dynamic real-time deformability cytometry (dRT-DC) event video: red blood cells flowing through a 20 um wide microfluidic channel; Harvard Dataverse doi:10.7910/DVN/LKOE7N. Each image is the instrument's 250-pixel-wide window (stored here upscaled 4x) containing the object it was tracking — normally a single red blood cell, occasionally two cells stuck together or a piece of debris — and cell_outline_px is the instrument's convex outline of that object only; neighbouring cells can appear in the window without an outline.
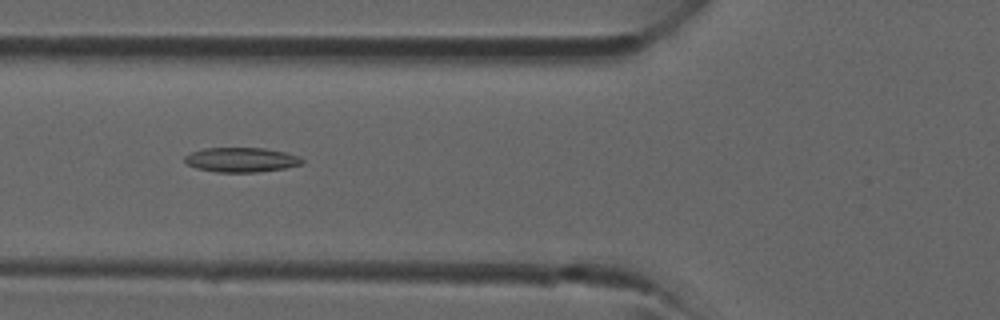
{"species": "common noctule bat (a hibernating species)", "species_latin": "Nyctalus noctula", "temperature_condition": "room temperature", "stored_images_in_passage": 30, "camera_frame_rate_fps": 3000, "um_per_image_px": 0.085, "animal": {"sex": "male", "forearm_length_mm": 52.5}, "frame": {"image": 1, "passage_image": 4, "time_ms": 1.0, "image_size_px": [1000, 320], "cell_outline_px": [[304, 164], [284, 168], [256, 172], [216, 172], [196, 168], [188, 164], [184, 160], [184, 156], [192, 152], [204, 148], [264, 148], [284, 152], [300, 156], [304, 160]], "centroid_in_image_um": [20.53, 13.58], "position_along_channel_um": 105.3, "area_um2": 16.82}}
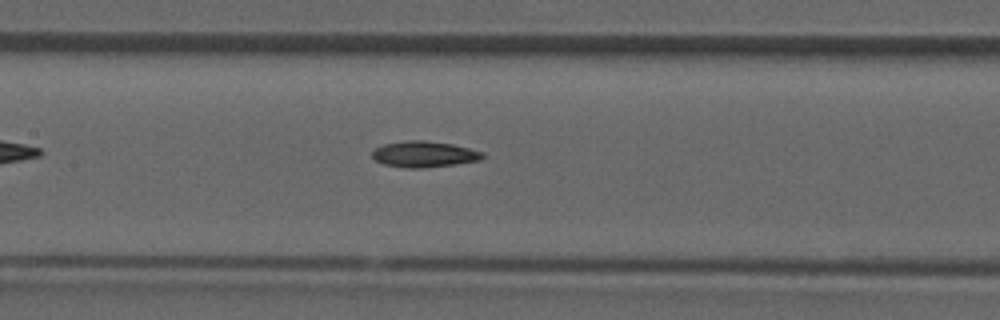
{"frame": {"image": 2, "passage_image": 8, "time_ms": 2.333, "image_size_px": [1000, 320], "cell_outline_px": [[484, 156], [480, 160], [456, 164], [424, 168], [404, 168], [384, 164], [376, 160], [372, 156], [372, 152], [376, 148], [384, 144], [408, 140], [424, 140], [452, 144], [484, 152]], "centroid_in_image_um": [36.06, 13.11], "position_along_channel_um": 171.3, "area_um2": 16.7}}
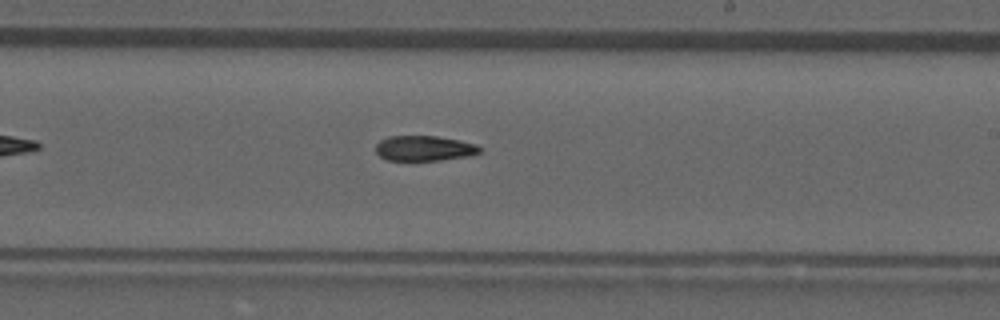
{"frame": {"image": 3, "passage_image": 13, "time_ms": 4.0, "image_size_px": [1000, 320], "cell_outline_px": [[480, 152], [468, 156], [440, 160], [388, 160], [380, 156], [376, 152], [376, 144], [380, 140], [388, 136], [436, 136], [460, 140], [476, 144], [480, 148]], "centroid_in_image_um": [36.04, 12.6], "position_along_channel_um": 253.0, "area_um2": 15.2}}